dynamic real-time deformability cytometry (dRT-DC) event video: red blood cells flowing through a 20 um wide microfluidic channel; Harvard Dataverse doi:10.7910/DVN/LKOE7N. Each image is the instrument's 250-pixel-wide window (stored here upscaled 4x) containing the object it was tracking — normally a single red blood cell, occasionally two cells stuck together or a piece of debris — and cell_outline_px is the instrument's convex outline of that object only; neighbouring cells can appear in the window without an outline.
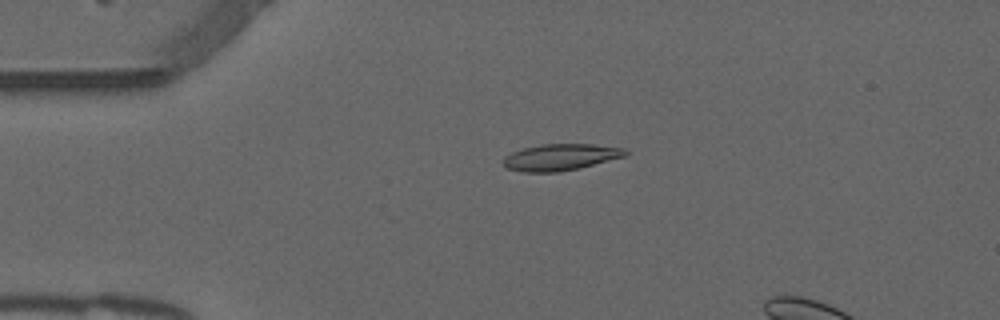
{"species": "common noctule bat (a hibernating species)", "species_latin": "Nyctalus noctula", "temperature_condition": "warm", "stored_images_in_passage": 17, "camera_frame_rate_fps": 3000, "um_per_image_px": 0.085, "animal": {"sex": "male", "forearm_length_mm": 52.5}, "frame": {"image": 1, "passage_image": 12, "time_ms": 3.667, "image_size_px": [1000, 320], "cell_outline_px": [[628, 156], [580, 168], [560, 172], [524, 172], [504, 168], [504, 156], [512, 152], [524, 148], [540, 144], [592, 144], [624, 148], [628, 152]], "centroid_in_image_um": [47.67, 13.36], "position_along_channel_um": 37.3, "area_um2": 19.07}}